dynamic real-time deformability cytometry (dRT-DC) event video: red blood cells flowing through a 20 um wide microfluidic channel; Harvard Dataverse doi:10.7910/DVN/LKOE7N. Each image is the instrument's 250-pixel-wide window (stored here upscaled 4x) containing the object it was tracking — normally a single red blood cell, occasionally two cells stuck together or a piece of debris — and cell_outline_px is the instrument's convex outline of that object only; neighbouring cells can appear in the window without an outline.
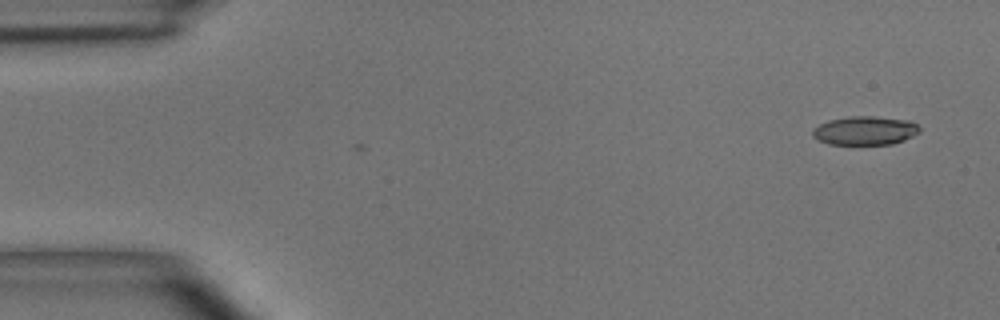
{"species": "common noctule bat (a hibernating species)", "species_latin": "Nyctalus noctula", "temperature_condition": "room temperature", "stored_images_in_passage": 6, "camera_frame_rate_fps": 3000, "um_per_image_px": 0.085, "animal": {"sex": "male", "body_mass_g": 15.6}, "frame": {"image": 1, "passage_image": 6, "time_ms": 1.667, "image_size_px": [1000, 320], "cell_outline_px": [[920, 132], [904, 140], [892, 144], [828, 144], [812, 136], [812, 128], [828, 120], [848, 116], [872, 116], [912, 120], [920, 128]], "centroid_in_image_um": [73.53, 11.09], "position_along_channel_um": 11.5, "area_um2": 18.03}}